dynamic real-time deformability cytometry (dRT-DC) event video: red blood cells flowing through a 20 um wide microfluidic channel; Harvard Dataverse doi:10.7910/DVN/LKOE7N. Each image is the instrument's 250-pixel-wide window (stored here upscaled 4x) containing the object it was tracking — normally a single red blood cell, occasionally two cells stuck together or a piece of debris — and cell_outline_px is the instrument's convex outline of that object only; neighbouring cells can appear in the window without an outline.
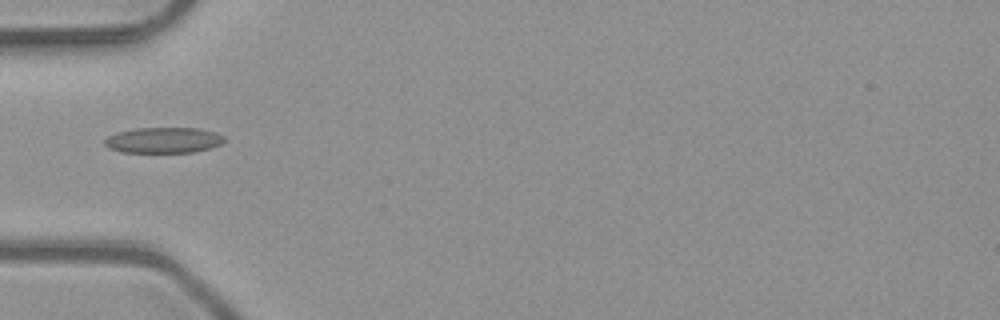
{"species": "common noctule bat (a hibernating species)", "species_latin": "Nyctalus noctula", "temperature_condition": "room temperature", "stored_images_in_passage": 4, "camera_frame_rate_fps": 3000, "um_per_image_px": 0.085, "animal": {"sex": "male", "body_mass_g": 23.1, "forearm_length_mm": 52.7}, "frame": {"image": 1, "passage_image": 3, "time_ms": 0.667, "image_size_px": [1000, 320], "cell_outline_px": [[228, 140], [220, 144], [208, 148], [192, 152], [120, 152], [108, 148], [104, 144], [104, 140], [108, 136], [116, 132], [136, 128], [200, 128], [216, 132], [224, 136]], "centroid_in_image_um": [13.9, 11.91], "position_along_channel_um": 71.1, "area_um2": 18.03}}
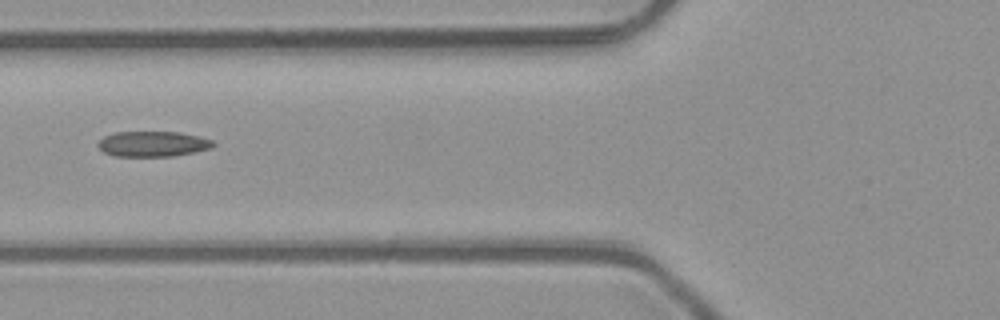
{"frame": {"image": 2, "passage_image": 4, "time_ms": 1.0, "image_size_px": [1000, 320], "cell_outline_px": [[216, 144], [212, 148], [172, 156], [112, 156], [104, 152], [96, 144], [104, 136], [116, 132], [180, 132], [200, 136], [212, 140]], "centroid_in_image_um": [12.99, 12.23], "position_along_channel_um": 112.8, "area_um2": 17.05}}